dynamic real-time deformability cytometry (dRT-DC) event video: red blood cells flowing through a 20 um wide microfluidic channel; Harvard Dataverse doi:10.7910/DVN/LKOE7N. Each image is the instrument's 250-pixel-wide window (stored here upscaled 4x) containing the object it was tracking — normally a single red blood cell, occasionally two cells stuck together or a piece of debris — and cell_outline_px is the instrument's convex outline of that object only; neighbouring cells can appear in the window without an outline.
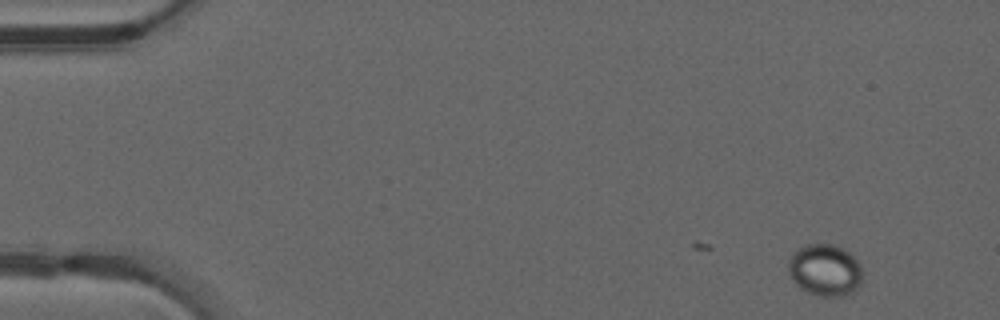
{"species": "common noctule bat (a hibernating species)", "species_latin": "Nyctalus noctula", "temperature_condition": "warm", "stored_images_in_passage": 47, "camera_frame_rate_fps": 3000, "um_per_image_px": 0.085, "animal": {"sex": "male", "forearm_length_mm": 52.5}, "frame": {"image": 1, "passage_image": 1, "time_ms": 0.0, "image_size_px": [1000, 320], "cell_outline_px": [[860, 284], [852, 292], [844, 296], [820, 296], [808, 292], [800, 288], [792, 280], [788, 272], [788, 260], [804, 244], [832, 244], [848, 252], [860, 264]], "centroid_in_image_um": [70.09, 22.97], "position_along_channel_um": 14.9, "area_um2": 22.08}}
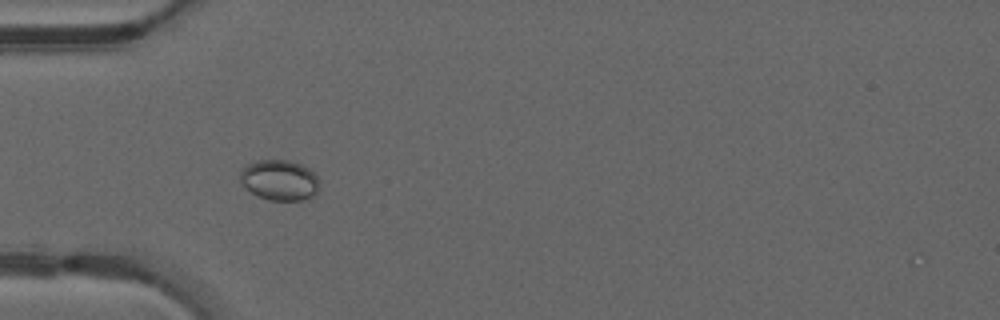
{"frame": {"image": 2, "passage_image": 13, "time_ms": 4.0, "image_size_px": [1000, 320], "cell_outline_px": [[320, 188], [308, 200], [268, 200], [256, 196], [240, 180], [240, 172], [248, 164], [260, 160], [288, 160], [300, 164], [308, 168], [320, 180]], "centroid_in_image_um": [23.8, 15.32], "position_along_channel_um": 61.2, "area_um2": 18.67}}
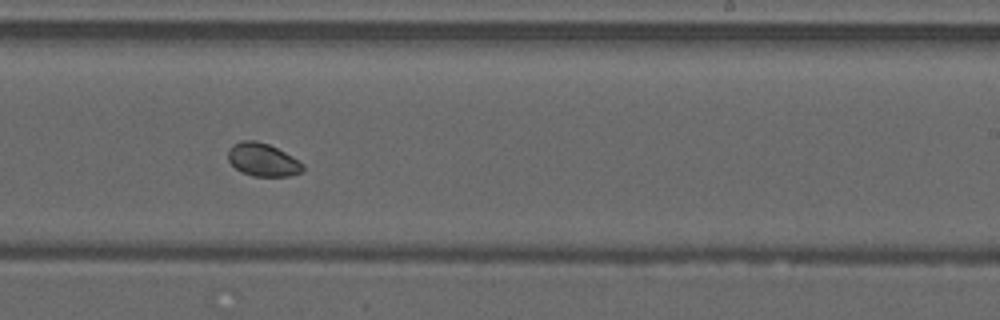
{"frame": {"image": 3, "passage_image": 28, "time_ms": 9.0, "image_size_px": [1000, 320], "cell_outline_px": [[304, 168], [300, 172], [288, 176], [252, 176], [240, 172], [228, 160], [228, 148], [232, 144], [244, 140], [256, 140], [268, 144], [284, 152], [304, 164]], "centroid_in_image_um": [22.29, 13.57], "position_along_channel_um": 266.7, "area_um2": 14.33}}